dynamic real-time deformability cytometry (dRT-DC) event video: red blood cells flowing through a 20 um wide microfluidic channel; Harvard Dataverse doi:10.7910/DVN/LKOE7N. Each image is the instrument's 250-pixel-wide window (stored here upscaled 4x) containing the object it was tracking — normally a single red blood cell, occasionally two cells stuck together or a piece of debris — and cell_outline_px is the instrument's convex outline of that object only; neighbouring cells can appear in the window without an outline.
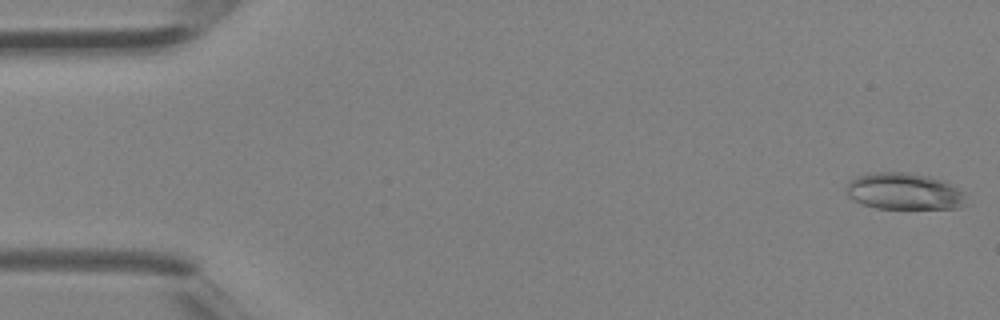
{"species": "Egyptian fruit bat (a non-hibernating species)", "species_latin": "Rousettus aegyptiacus", "temperature_condition": "room temperature", "stored_images_in_passage": 5, "camera_frame_rate_fps": 3000, "um_per_image_px": 0.085, "animal": {"sex": "female"}, "frame": {"image": 1, "passage_image": 1, "time_ms": 0.0, "image_size_px": [1000, 320], "cell_outline_px": [[968, 204], [956, 208], [876, 208], [852, 200], [848, 196], [844, 188], [856, 176], [868, 172], [908, 172], [928, 176], [940, 180], [964, 192]], "centroid_in_image_um": [76.82, 16.26], "position_along_channel_um": 8.2, "area_um2": 25.61}}
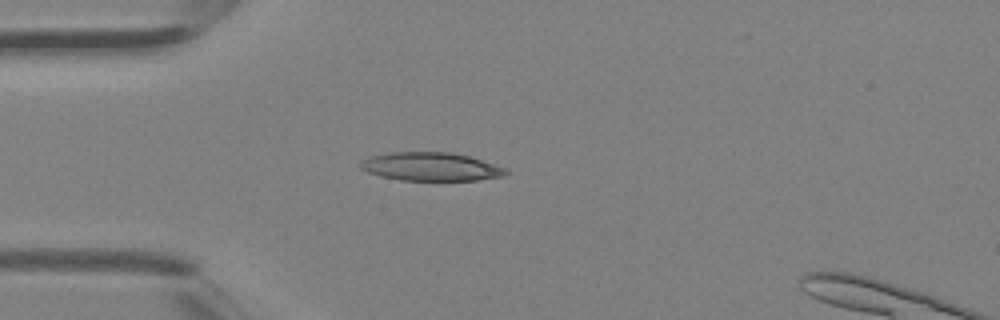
{"frame": {"image": 2, "passage_image": 4, "time_ms": 1.0, "image_size_px": [1000, 320], "cell_outline_px": [[508, 172], [504, 176], [476, 180], [400, 180], [368, 172], [360, 168], [360, 160], [368, 156], [392, 152], [452, 152], [468, 156], [504, 168]], "centroid_in_image_um": [36.57, 14.16], "position_along_channel_um": 48.4, "area_um2": 23.81}}